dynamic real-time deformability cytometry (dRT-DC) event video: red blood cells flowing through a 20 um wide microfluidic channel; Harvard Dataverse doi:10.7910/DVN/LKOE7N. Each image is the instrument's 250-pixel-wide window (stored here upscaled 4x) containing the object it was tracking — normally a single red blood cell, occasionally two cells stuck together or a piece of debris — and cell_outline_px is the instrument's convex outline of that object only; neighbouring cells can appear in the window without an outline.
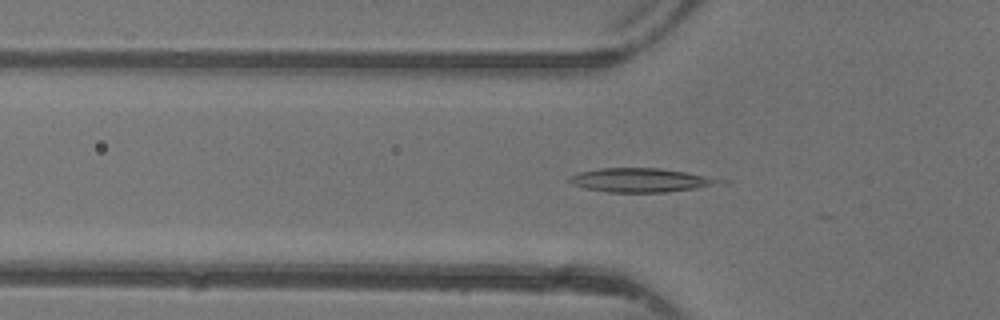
{"species": "common noctule bat (a hibernating species)", "species_latin": "Nyctalus noctula", "temperature_condition": "warm", "stored_images_in_passage": 36, "camera_frame_rate_fps": 3000, "um_per_image_px": 0.085, "animal": {"sex": "female"}, "frame": {"image": 1, "passage_image": 12, "time_ms": 3.667, "image_size_px": [1000, 320], "cell_outline_px": [[732, 180], [724, 184], [696, 188], [664, 192], [608, 192], [584, 188], [572, 184], [568, 180], [568, 176], [580, 172], [600, 168], [660, 168]], "centroid_in_image_um": [54.53, 15.31], "position_along_channel_um": 71.3, "area_um2": 21.1}}
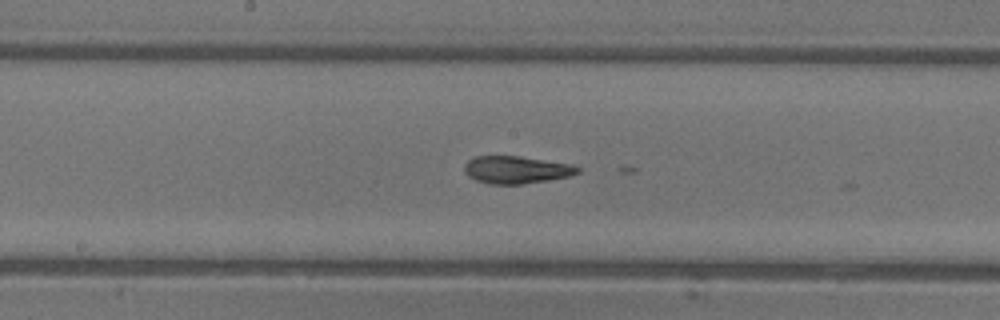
{"frame": {"image": 2, "passage_image": 21, "time_ms": 6.667, "image_size_px": [1000, 320], "cell_outline_px": [[580, 172], [568, 176], [548, 180], [520, 184], [488, 184], [476, 180], [468, 176], [464, 172], [464, 164], [468, 160], [476, 156], [520, 156], [572, 164], [580, 168]], "centroid_in_image_um": [43.86, 14.43], "position_along_channel_um": 204.3, "area_um2": 18.15}}
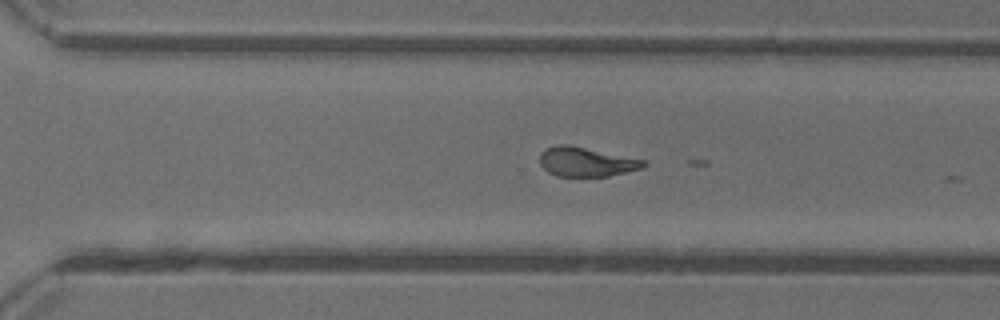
{"frame": {"image": 3, "passage_image": 29, "time_ms": 9.333, "image_size_px": [1000, 320], "cell_outline_px": [[648, 164], [640, 168], [608, 176], [556, 176], [548, 172], [540, 164], [540, 152], [556, 144], [568, 144], [644, 160]], "centroid_in_image_um": [49.78, 13.75], "position_along_channel_um": 320.8, "area_um2": 17.51}, "authors_computed_cell_mechanics": {"area_um2": 18.3515, "velocity_mm_per_s": 4.416, "shape_relaxation_time_tau1_ms": 3.906, "shape_relaxation_time_tau2_ms": null, "deformation_change_tau1": 0.2641, "deformation_change_tau2": null}}